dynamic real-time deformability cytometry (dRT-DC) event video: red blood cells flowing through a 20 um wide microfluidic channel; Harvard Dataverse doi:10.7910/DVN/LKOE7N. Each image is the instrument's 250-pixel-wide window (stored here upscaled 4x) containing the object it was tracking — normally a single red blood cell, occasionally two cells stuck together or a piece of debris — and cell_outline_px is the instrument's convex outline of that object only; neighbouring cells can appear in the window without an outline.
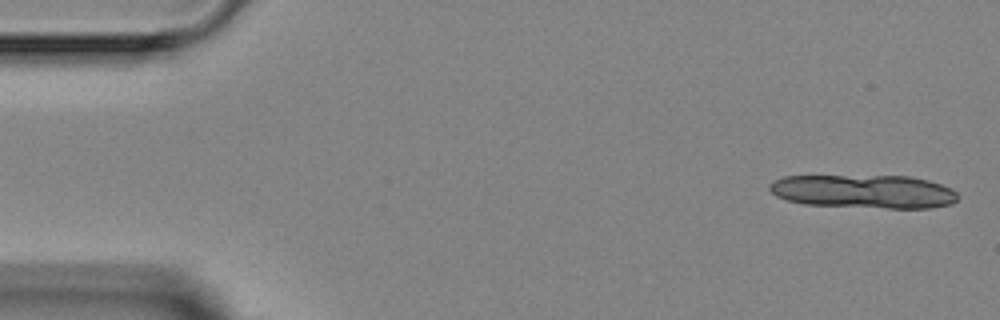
{"species": "Egyptian fruit bat (a non-hibernating species)", "species_latin": "Rousettus aegyptiacus", "temperature_condition": "room temperature", "stored_images_in_passage": 4, "camera_frame_rate_fps": 3000, "um_per_image_px": 0.085, "animal": {"sex": "female"}, "frame": {"image": 1, "passage_image": 1, "time_ms": 0.0, "image_size_px": [1000, 320], "cell_outline_px": [[956, 200], [952, 204], [928, 208], [888, 208], [804, 204], [784, 200], [776, 196], [768, 188], [768, 184], [784, 176], [912, 176], [928, 180], [940, 184], [956, 192]], "centroid_in_image_um": [73.39, 16.27], "position_along_channel_um": 11.6, "area_um2": 36.76}}